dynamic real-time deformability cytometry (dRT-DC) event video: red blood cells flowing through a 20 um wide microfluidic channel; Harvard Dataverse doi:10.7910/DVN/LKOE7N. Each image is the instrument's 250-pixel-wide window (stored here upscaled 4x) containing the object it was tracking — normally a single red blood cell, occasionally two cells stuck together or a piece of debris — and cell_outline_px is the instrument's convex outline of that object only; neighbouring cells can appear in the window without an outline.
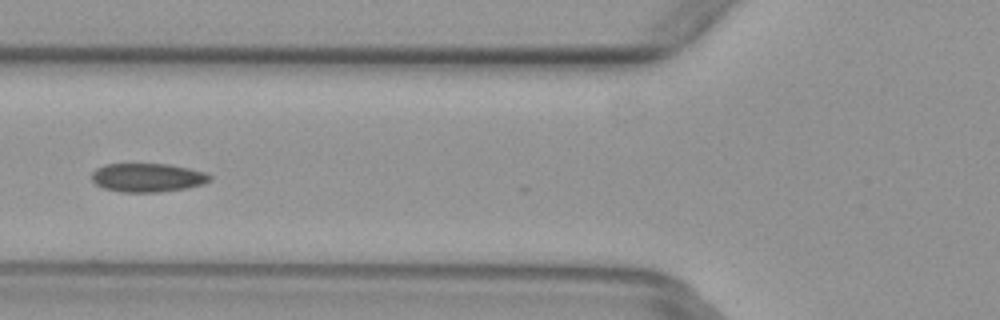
{"species": "common noctule bat (a hibernating species)", "species_latin": "Nyctalus noctula", "temperature_condition": "warm", "stored_images_in_passage": 5, "camera_frame_rate_fps": 3000, "um_per_image_px": 0.085, "animal": {"sex": "female", "body_mass_g": 29.2, "forearm_length_mm": 56.3}, "frame": {"image": 1, "passage_image": 5, "time_ms": 1.333, "image_size_px": [1000, 320], "cell_outline_px": [[212, 180], [204, 184], [184, 188], [160, 192], [120, 192], [104, 188], [96, 184], [92, 180], [92, 172], [96, 168], [104, 164], [168, 164], [188, 168], [204, 172], [212, 176]], "centroid_in_image_um": [12.54, 15.09], "position_along_channel_um": 113.3, "area_um2": 19.77}}